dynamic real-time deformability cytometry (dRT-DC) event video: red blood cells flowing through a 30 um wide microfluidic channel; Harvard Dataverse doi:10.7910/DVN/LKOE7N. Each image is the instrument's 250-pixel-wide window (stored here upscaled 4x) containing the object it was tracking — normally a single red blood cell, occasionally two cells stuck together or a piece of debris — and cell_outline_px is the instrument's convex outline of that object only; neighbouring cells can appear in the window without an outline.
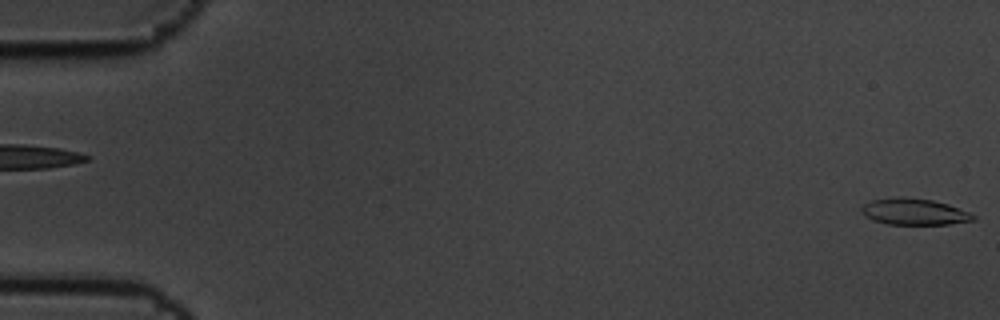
{"species": "common noctule bat (a hibernating species)", "species_latin": "Nyctalus noctula", "temperature_condition": "cold", "stored_images_in_passage": 6, "segment_of_instrument_passage": [2, 2], "camera_frame_rate_fps": 3000, "um_per_image_px": 0.085, "animal": {"sex": "male", "body_mass_g": 19.5, "forearm_length_mm": 54.6}, "frame": {"image": 1, "passage_image": 6, "time_ms": 1.667, "image_size_px": [1000, 320], "cell_outline_px": [[976, 220], [948, 224], [888, 224], [872, 220], [864, 216], [860, 212], [860, 208], [864, 204], [872, 200], [900, 196], [904, 196], [932, 200], [948, 204], [968, 212], [976, 216]], "centroid_in_image_um": [77.67, 17.99], "position_along_channel_um": 7.3, "area_um2": 17.28}}